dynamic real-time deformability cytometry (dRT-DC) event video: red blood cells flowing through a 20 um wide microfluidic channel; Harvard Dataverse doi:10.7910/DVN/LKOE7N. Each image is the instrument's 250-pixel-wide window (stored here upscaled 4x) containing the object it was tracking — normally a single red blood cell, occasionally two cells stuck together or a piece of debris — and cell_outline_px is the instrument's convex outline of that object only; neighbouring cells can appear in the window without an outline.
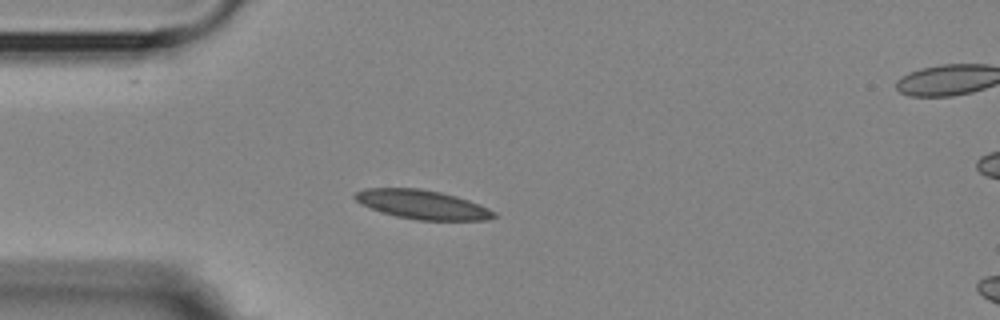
{"species": "Egyptian fruit bat (a non-hibernating species)", "species_latin": "Rousettus aegyptiacus", "temperature_condition": "room temperature", "stored_images_in_passage": 6, "camera_frame_rate_fps": 3000, "um_per_image_px": 0.085, "animal": {"sex": "female"}, "frame": {"image": 1, "passage_image": 5, "time_ms": 4.667, "image_size_px": [1000, 320], "cell_outline_px": [[500, 216], [488, 220], [416, 220], [396, 216], [380, 212], [360, 204], [352, 196], [356, 192], [364, 188], [420, 188], [440, 192], [456, 196], [480, 204], [496, 212]], "centroid_in_image_um": [35.91, 17.39], "position_along_channel_um": 49.1, "area_um2": 23.76}}